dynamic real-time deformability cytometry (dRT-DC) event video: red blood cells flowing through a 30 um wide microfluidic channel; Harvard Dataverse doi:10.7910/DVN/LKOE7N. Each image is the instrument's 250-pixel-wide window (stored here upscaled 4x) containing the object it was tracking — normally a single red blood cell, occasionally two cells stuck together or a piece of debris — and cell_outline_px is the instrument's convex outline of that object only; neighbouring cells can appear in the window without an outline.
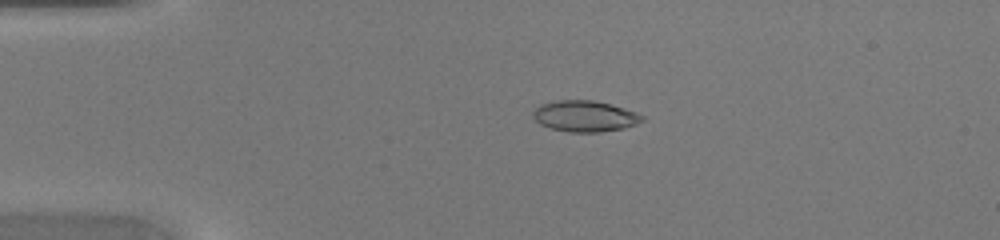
{"species": "common noctule bat (a hibernating species)", "species_latin": "Nyctalus noctula", "temperature_condition": "warm", "stored_images_in_passage": 45, "camera_frame_rate_fps": 3000, "um_per_image_px": 0.085, "animal": {"sex": "female", "body_mass_g": 20.0, "forearm_length_mm": 54.0}, "frame": {"image": 1, "passage_image": 10, "time_ms": 3.0, "image_size_px": [1000, 240], "cell_outline_px": [[644, 120], [636, 124], [624, 128], [600, 132], [568, 132], [552, 128], [540, 124], [532, 116], [532, 112], [540, 104], [556, 100], [592, 100], [624, 108], [636, 112], [644, 116]], "centroid_in_image_um": [49.7, 9.87], "position_along_channel_um": 35.3, "area_um2": 19.71}}
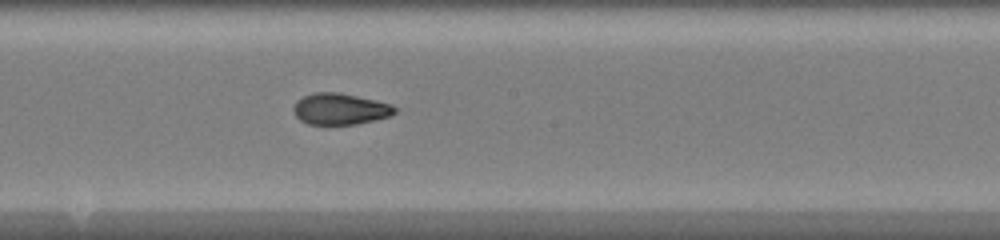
{"frame": {"image": 2, "passage_image": 25, "time_ms": 8.0, "image_size_px": [1000, 240], "cell_outline_px": [[396, 112], [388, 116], [356, 124], [308, 124], [300, 120], [296, 116], [292, 108], [296, 100], [304, 96], [316, 92], [340, 92], [376, 100], [392, 104], [396, 108]], "centroid_in_image_um": [28.88, 9.25], "position_along_channel_um": 219.3, "area_um2": 18.44}}
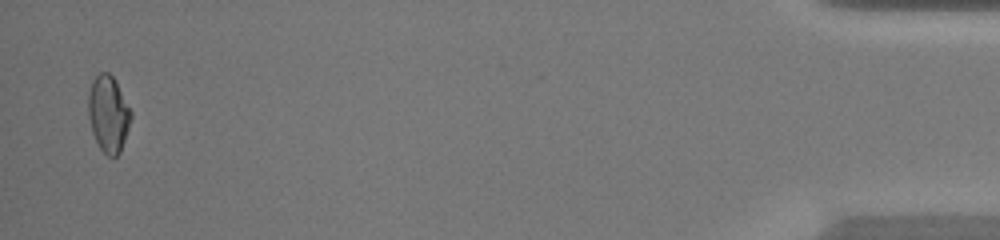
{"frame": {"image": 3, "passage_image": 44, "time_ms": 14.333, "image_size_px": [1000, 240], "cell_outline_px": [[132, 116], [120, 152], [116, 156], [108, 156], [100, 148], [92, 132], [88, 116], [88, 92], [92, 80], [100, 72], [108, 72], [112, 76], [132, 112]], "centroid_in_image_um": [9.19, 9.67], "position_along_channel_um": 426.0, "area_um2": 18.79}}